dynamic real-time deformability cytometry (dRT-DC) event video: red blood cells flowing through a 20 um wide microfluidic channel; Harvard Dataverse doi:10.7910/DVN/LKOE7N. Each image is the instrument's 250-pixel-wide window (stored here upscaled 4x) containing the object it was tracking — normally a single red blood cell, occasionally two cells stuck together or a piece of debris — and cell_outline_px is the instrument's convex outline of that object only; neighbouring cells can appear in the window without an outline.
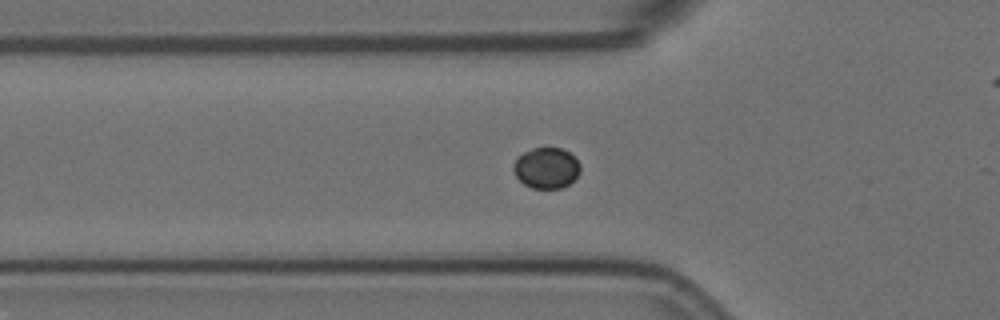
{"species": "Egyptian fruit bat (a non-hibernating species)", "species_latin": "Rousettus aegyptiacus", "temperature_condition": "room temperature", "stored_images_in_passage": 32, "camera_frame_rate_fps": 3000, "um_per_image_px": 0.085, "animal": {"sex": "female"}, "frame": {"image": 1, "passage_image": 3, "time_ms": 0.667, "image_size_px": [1000, 320], "cell_outline_px": [[580, 172], [568, 184], [560, 188], [532, 188], [524, 184], [516, 176], [512, 168], [516, 160], [524, 152], [532, 148], [560, 148], [576, 156], [580, 164]], "centroid_in_image_um": [46.46, 14.27], "position_along_channel_um": 79.3, "area_um2": 15.78}}
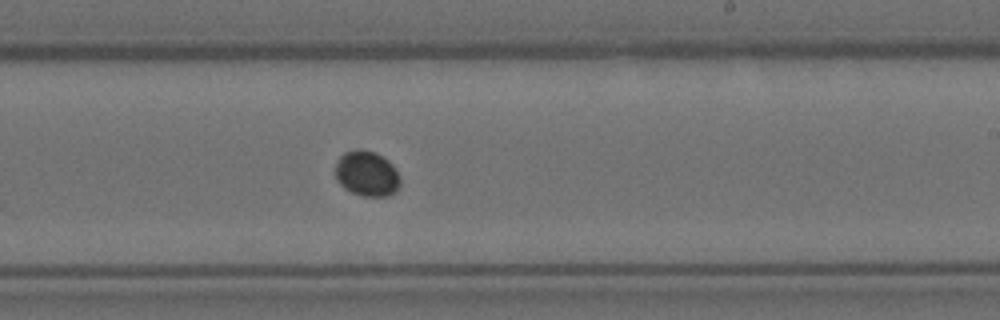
{"frame": {"image": 2, "passage_image": 18, "time_ms": 5.667, "image_size_px": [1000, 320], "cell_outline_px": [[400, 184], [396, 192], [388, 196], [364, 196], [352, 192], [344, 188], [336, 180], [336, 160], [344, 152], [356, 148], [376, 152], [388, 160], [392, 164], [400, 176]], "centroid_in_image_um": [31.18, 14.75], "position_along_channel_um": 257.8, "area_um2": 17.34}}
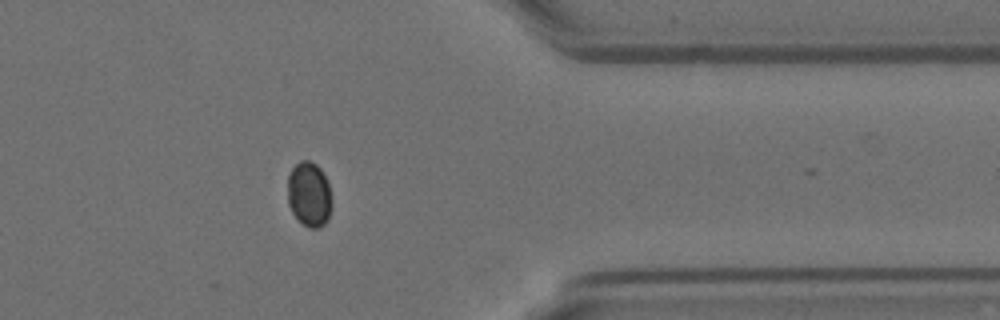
{"frame": {"image": 3, "passage_image": 30, "time_ms": 9.667, "image_size_px": [1000, 320], "cell_outline_px": [[332, 204], [328, 220], [320, 228], [308, 228], [292, 212], [288, 204], [288, 176], [292, 168], [300, 160], [308, 160], [316, 164], [320, 168], [328, 184], [332, 200]], "centroid_in_image_um": [26.28, 16.52], "position_along_channel_um": 385.1, "area_um2": 16.7}, "authors_computed_cell_mechanics": {"area_um2": 16.6175, "velocity_mm_per_s": 3.5709, "shape_relaxation_time_tau1_ms": 0.3975, "shape_relaxation_time_tau2_ms": null, "deformation_change_tau1": 0.0128, "deformation_change_tau2": null}}